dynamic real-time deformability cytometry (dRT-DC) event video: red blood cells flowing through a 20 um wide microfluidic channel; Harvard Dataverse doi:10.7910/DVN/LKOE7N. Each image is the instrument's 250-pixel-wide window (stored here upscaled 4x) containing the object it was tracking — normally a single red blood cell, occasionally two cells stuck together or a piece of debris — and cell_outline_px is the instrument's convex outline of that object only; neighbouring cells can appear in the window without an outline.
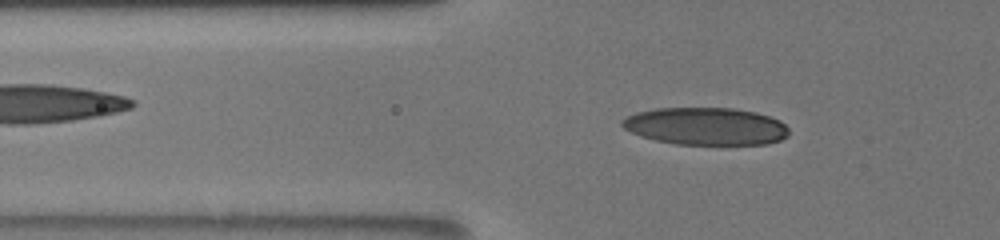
{"species": "human", "species_latin": "Homo sapiens", "temperature_condition": "room temperature", "stored_images_in_passage": 40, "camera_frame_rate_fps": 3000, "um_per_image_px": 0.085, "donor": {"sex": "male"}, "frame": {"image": 1, "passage_image": 19, "time_ms": 7.333, "image_size_px": [1000, 240], "cell_outline_px": [[788, 136], [780, 140], [764, 144], [676, 144], [656, 140], [640, 136], [624, 128], [620, 124], [620, 120], [636, 112], [656, 108], [732, 108], [756, 112], [780, 120], [788, 128]], "centroid_in_image_um": [59.98, 10.72], "position_along_channel_um": 65.8, "area_um2": 36.36}}
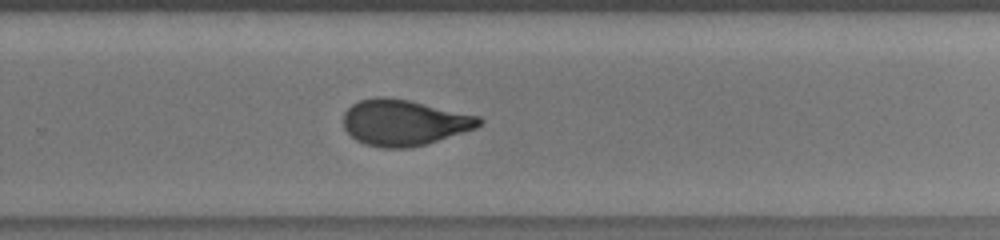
{"frame": {"image": 2, "passage_image": 35, "time_ms": 13.667, "image_size_px": [1000, 240], "cell_outline_px": [[484, 120], [476, 128], [424, 144], [408, 148], [380, 148], [364, 144], [356, 140], [344, 128], [344, 112], [352, 104], [360, 100], [376, 96], [384, 96], [408, 100], [480, 116]], "centroid_in_image_um": [34.32, 10.41], "position_along_channel_um": 295.5, "area_um2": 36.18}}
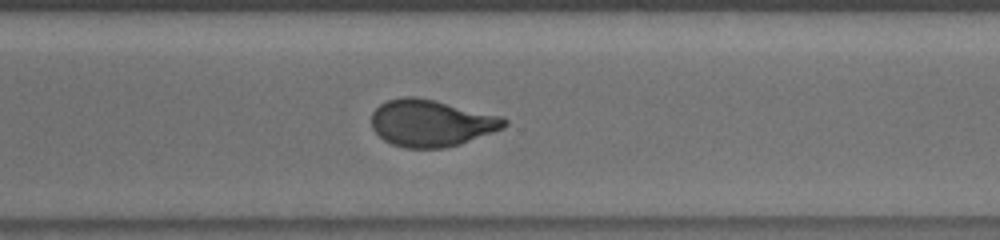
{"frame": {"image": 3, "passage_image": 38, "time_ms": 14.667, "image_size_px": [1000, 240], "cell_outline_px": [[508, 124], [504, 128], [460, 144], [444, 148], [404, 148], [392, 144], [384, 140], [372, 128], [372, 112], [380, 104], [388, 100], [404, 96], [412, 96], [436, 100], [504, 116], [508, 120]], "centroid_in_image_um": [36.69, 10.45], "position_along_channel_um": 333.9, "area_um2": 36.53}}